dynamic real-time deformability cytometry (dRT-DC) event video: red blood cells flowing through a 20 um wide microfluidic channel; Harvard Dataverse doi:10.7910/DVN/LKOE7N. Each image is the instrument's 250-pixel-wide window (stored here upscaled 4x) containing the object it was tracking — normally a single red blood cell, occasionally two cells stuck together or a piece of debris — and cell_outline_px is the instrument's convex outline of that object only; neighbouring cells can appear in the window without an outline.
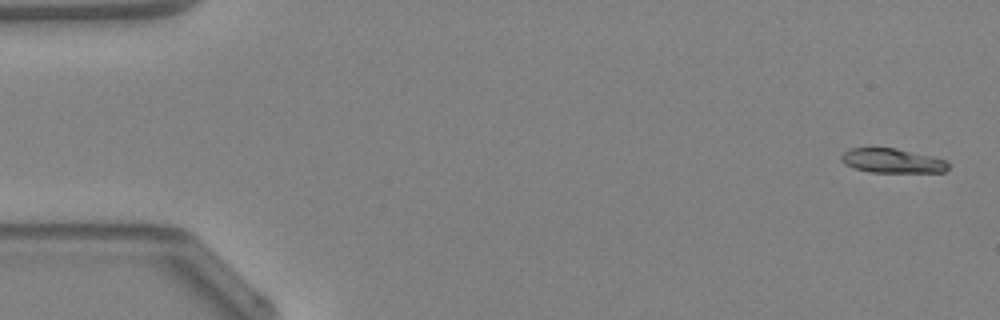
{"species": "Egyptian fruit bat (a non-hibernating species)", "species_latin": "Rousettus aegyptiacus", "temperature_condition": "warm", "stored_images_in_passage": 9, "camera_frame_rate_fps": 3000, "um_per_image_px": 0.085, "animal": {"sex": "female"}, "frame": {"image": 1, "passage_image": 1, "time_ms": 0.0, "image_size_px": [1000, 320], "cell_outline_px": [[948, 168], [944, 172], [872, 172], [856, 168], [844, 164], [840, 160], [840, 156], [844, 152], [852, 148], [896, 148], [932, 156], [944, 160], [948, 164]], "centroid_in_image_um": [75.82, 13.66], "position_along_channel_um": 9.2, "area_um2": 15.03}}